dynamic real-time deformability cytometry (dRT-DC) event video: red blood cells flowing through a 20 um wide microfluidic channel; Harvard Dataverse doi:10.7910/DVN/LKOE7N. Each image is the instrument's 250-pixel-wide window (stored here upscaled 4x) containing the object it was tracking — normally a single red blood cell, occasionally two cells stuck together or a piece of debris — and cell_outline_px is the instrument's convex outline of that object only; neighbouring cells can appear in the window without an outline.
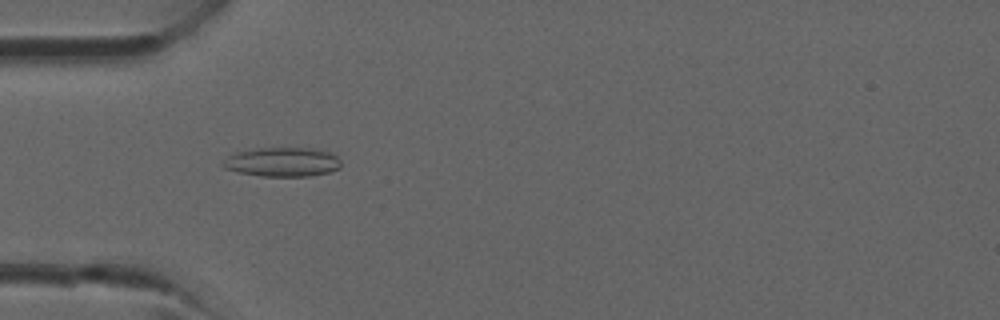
{"species": "common noctule bat (a hibernating species)", "species_latin": "Nyctalus noctula", "temperature_condition": "room temperature", "stored_images_in_passage": 32, "camera_frame_rate_fps": 3000, "um_per_image_px": 0.085, "animal": {"sex": "male", "forearm_length_mm": 52.5}, "frame": {"image": 1, "passage_image": 5, "time_ms": 1.333, "image_size_px": [1000, 320], "cell_outline_px": [[340, 168], [328, 172], [312, 176], [260, 176], [236, 172], [224, 168], [220, 164], [228, 156], [236, 152], [260, 148], [312, 148], [328, 152], [336, 156], [340, 160]], "centroid_in_image_um": [23.97, 13.78], "position_along_channel_um": 61.0, "area_um2": 20.11}}
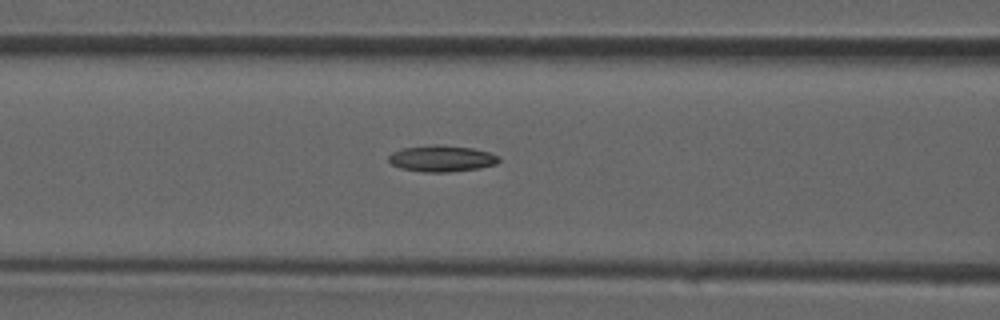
{"frame": {"image": 2, "passage_image": 9, "time_ms": 2.667, "image_size_px": [1000, 320], "cell_outline_px": [[500, 160], [496, 164], [480, 168], [448, 172], [424, 172], [400, 168], [392, 164], [388, 160], [388, 156], [392, 152], [404, 148], [432, 144], [436, 144], [472, 148], [488, 152], [500, 156]], "centroid_in_image_um": [37.55, 13.47], "position_along_channel_um": 129.1, "area_um2": 16.94}}
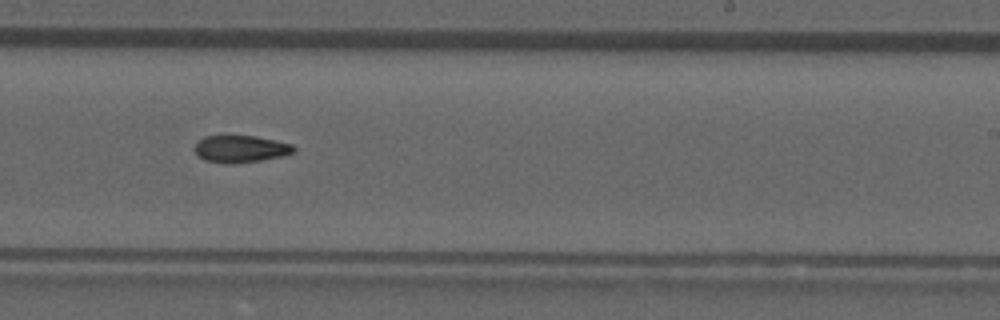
{"frame": {"image": 3, "passage_image": 17, "time_ms": 5.333, "image_size_px": [1000, 320], "cell_outline_px": [[296, 148], [292, 152], [284, 156], [260, 160], [232, 164], [228, 164], [204, 160], [196, 156], [192, 148], [196, 140], [204, 136], [256, 136], [276, 140], [292, 144]], "centroid_in_image_um": [20.38, 12.66], "position_along_channel_um": 268.6, "area_um2": 15.95}}